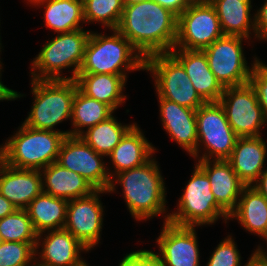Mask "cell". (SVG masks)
Wrapping results in <instances>:
<instances>
[{"label": "cell", "mask_w": 267, "mask_h": 266, "mask_svg": "<svg viewBox=\"0 0 267 266\" xmlns=\"http://www.w3.org/2000/svg\"><path fill=\"white\" fill-rule=\"evenodd\" d=\"M178 17L154 0L124 5L117 30L146 59L169 53L177 40Z\"/></svg>", "instance_id": "obj_1"}, {"label": "cell", "mask_w": 267, "mask_h": 266, "mask_svg": "<svg viewBox=\"0 0 267 266\" xmlns=\"http://www.w3.org/2000/svg\"><path fill=\"white\" fill-rule=\"evenodd\" d=\"M70 131L39 130L24 123L19 131L1 146V160L21 169L41 170L57 162L61 144Z\"/></svg>", "instance_id": "obj_2"}, {"label": "cell", "mask_w": 267, "mask_h": 266, "mask_svg": "<svg viewBox=\"0 0 267 266\" xmlns=\"http://www.w3.org/2000/svg\"><path fill=\"white\" fill-rule=\"evenodd\" d=\"M112 31L111 36L91 32L78 74L126 76L125 70H145L144 57L117 29Z\"/></svg>", "instance_id": "obj_3"}, {"label": "cell", "mask_w": 267, "mask_h": 266, "mask_svg": "<svg viewBox=\"0 0 267 266\" xmlns=\"http://www.w3.org/2000/svg\"><path fill=\"white\" fill-rule=\"evenodd\" d=\"M154 158L141 166L116 174L125 202L135 219L144 220L165 211V183Z\"/></svg>", "instance_id": "obj_4"}, {"label": "cell", "mask_w": 267, "mask_h": 266, "mask_svg": "<svg viewBox=\"0 0 267 266\" xmlns=\"http://www.w3.org/2000/svg\"><path fill=\"white\" fill-rule=\"evenodd\" d=\"M90 35V30L85 31L83 29L58 33L55 38L44 45L38 56L33 60L32 79L75 80ZM71 66L74 67L71 77L67 78L60 75L62 69Z\"/></svg>", "instance_id": "obj_5"}, {"label": "cell", "mask_w": 267, "mask_h": 266, "mask_svg": "<svg viewBox=\"0 0 267 266\" xmlns=\"http://www.w3.org/2000/svg\"><path fill=\"white\" fill-rule=\"evenodd\" d=\"M31 84L35 101L23 123L34 129L56 131L55 125L72 117L77 82L32 79Z\"/></svg>", "instance_id": "obj_6"}, {"label": "cell", "mask_w": 267, "mask_h": 266, "mask_svg": "<svg viewBox=\"0 0 267 266\" xmlns=\"http://www.w3.org/2000/svg\"><path fill=\"white\" fill-rule=\"evenodd\" d=\"M176 212L166 216L165 222L178 226L197 227L214 223L218 218L229 220V214L216 202L208 176L196 165Z\"/></svg>", "instance_id": "obj_7"}, {"label": "cell", "mask_w": 267, "mask_h": 266, "mask_svg": "<svg viewBox=\"0 0 267 266\" xmlns=\"http://www.w3.org/2000/svg\"><path fill=\"white\" fill-rule=\"evenodd\" d=\"M145 70L152 73L158 98L197 110L206 102L195 90L183 66L170 54H154L145 59Z\"/></svg>", "instance_id": "obj_8"}, {"label": "cell", "mask_w": 267, "mask_h": 266, "mask_svg": "<svg viewBox=\"0 0 267 266\" xmlns=\"http://www.w3.org/2000/svg\"><path fill=\"white\" fill-rule=\"evenodd\" d=\"M197 152L192 156L198 157L200 143L207 150L200 160H227L234 149L238 135L232 130L224 109L219 102H206L196 110ZM200 142V143H199ZM214 155V156H213Z\"/></svg>", "instance_id": "obj_9"}, {"label": "cell", "mask_w": 267, "mask_h": 266, "mask_svg": "<svg viewBox=\"0 0 267 266\" xmlns=\"http://www.w3.org/2000/svg\"><path fill=\"white\" fill-rule=\"evenodd\" d=\"M218 102L222 105L226 118L238 137L261 136L259 130L265 122L267 123V118L250 83L225 87Z\"/></svg>", "instance_id": "obj_10"}, {"label": "cell", "mask_w": 267, "mask_h": 266, "mask_svg": "<svg viewBox=\"0 0 267 266\" xmlns=\"http://www.w3.org/2000/svg\"><path fill=\"white\" fill-rule=\"evenodd\" d=\"M102 156L104 155L95 152L80 136L69 135L61 144L57 163L81 175L96 190L113 192V175L101 161Z\"/></svg>", "instance_id": "obj_11"}, {"label": "cell", "mask_w": 267, "mask_h": 266, "mask_svg": "<svg viewBox=\"0 0 267 266\" xmlns=\"http://www.w3.org/2000/svg\"><path fill=\"white\" fill-rule=\"evenodd\" d=\"M242 40L240 36L223 35L202 50L211 72L224 88L249 83L252 68L247 66Z\"/></svg>", "instance_id": "obj_12"}, {"label": "cell", "mask_w": 267, "mask_h": 266, "mask_svg": "<svg viewBox=\"0 0 267 266\" xmlns=\"http://www.w3.org/2000/svg\"><path fill=\"white\" fill-rule=\"evenodd\" d=\"M223 35L212 4L188 6L178 16L174 48L202 51Z\"/></svg>", "instance_id": "obj_13"}, {"label": "cell", "mask_w": 267, "mask_h": 266, "mask_svg": "<svg viewBox=\"0 0 267 266\" xmlns=\"http://www.w3.org/2000/svg\"><path fill=\"white\" fill-rule=\"evenodd\" d=\"M107 190H95L91 194L72 199L67 205L66 223L68 230L88 250L100 241V232L103 223V208L99 194Z\"/></svg>", "instance_id": "obj_14"}, {"label": "cell", "mask_w": 267, "mask_h": 266, "mask_svg": "<svg viewBox=\"0 0 267 266\" xmlns=\"http://www.w3.org/2000/svg\"><path fill=\"white\" fill-rule=\"evenodd\" d=\"M163 225L157 238L161 254L154 253L161 266H199L195 227L178 226L170 222H164Z\"/></svg>", "instance_id": "obj_15"}, {"label": "cell", "mask_w": 267, "mask_h": 266, "mask_svg": "<svg viewBox=\"0 0 267 266\" xmlns=\"http://www.w3.org/2000/svg\"><path fill=\"white\" fill-rule=\"evenodd\" d=\"M40 170L21 169L0 160V194L17 209H26L42 192Z\"/></svg>", "instance_id": "obj_16"}, {"label": "cell", "mask_w": 267, "mask_h": 266, "mask_svg": "<svg viewBox=\"0 0 267 266\" xmlns=\"http://www.w3.org/2000/svg\"><path fill=\"white\" fill-rule=\"evenodd\" d=\"M169 53L183 66L195 90L205 102L220 100L224 87L211 72L203 51L173 48Z\"/></svg>", "instance_id": "obj_17"}, {"label": "cell", "mask_w": 267, "mask_h": 266, "mask_svg": "<svg viewBox=\"0 0 267 266\" xmlns=\"http://www.w3.org/2000/svg\"><path fill=\"white\" fill-rule=\"evenodd\" d=\"M196 165L208 176L210 189L216 202L230 214L236 208L237 201L246 185L227 160L214 159L213 164L211 160H199Z\"/></svg>", "instance_id": "obj_18"}, {"label": "cell", "mask_w": 267, "mask_h": 266, "mask_svg": "<svg viewBox=\"0 0 267 266\" xmlns=\"http://www.w3.org/2000/svg\"><path fill=\"white\" fill-rule=\"evenodd\" d=\"M160 116L163 127L190 155L197 152L196 110L180 106L164 98H159Z\"/></svg>", "instance_id": "obj_19"}, {"label": "cell", "mask_w": 267, "mask_h": 266, "mask_svg": "<svg viewBox=\"0 0 267 266\" xmlns=\"http://www.w3.org/2000/svg\"><path fill=\"white\" fill-rule=\"evenodd\" d=\"M266 142L259 137H239L227 161L246 186H252L264 172Z\"/></svg>", "instance_id": "obj_20"}, {"label": "cell", "mask_w": 267, "mask_h": 266, "mask_svg": "<svg viewBox=\"0 0 267 266\" xmlns=\"http://www.w3.org/2000/svg\"><path fill=\"white\" fill-rule=\"evenodd\" d=\"M40 172L44 178L42 180L45 181H42V191L57 198L70 201L87 196L96 190L81 175L62 167L57 162L49 164Z\"/></svg>", "instance_id": "obj_21"}, {"label": "cell", "mask_w": 267, "mask_h": 266, "mask_svg": "<svg viewBox=\"0 0 267 266\" xmlns=\"http://www.w3.org/2000/svg\"><path fill=\"white\" fill-rule=\"evenodd\" d=\"M67 200L57 198L41 192L36 196L25 209L31 219L37 235L36 251L39 249L40 238L46 230L63 229L66 223ZM50 230V231H49Z\"/></svg>", "instance_id": "obj_22"}, {"label": "cell", "mask_w": 267, "mask_h": 266, "mask_svg": "<svg viewBox=\"0 0 267 266\" xmlns=\"http://www.w3.org/2000/svg\"><path fill=\"white\" fill-rule=\"evenodd\" d=\"M43 240L41 262L36 266H72L80 262V251L88 249L68 230H51ZM44 244V245H43Z\"/></svg>", "instance_id": "obj_23"}, {"label": "cell", "mask_w": 267, "mask_h": 266, "mask_svg": "<svg viewBox=\"0 0 267 266\" xmlns=\"http://www.w3.org/2000/svg\"><path fill=\"white\" fill-rule=\"evenodd\" d=\"M155 150L135 124L108 155L116 169L113 175L143 165Z\"/></svg>", "instance_id": "obj_24"}, {"label": "cell", "mask_w": 267, "mask_h": 266, "mask_svg": "<svg viewBox=\"0 0 267 266\" xmlns=\"http://www.w3.org/2000/svg\"><path fill=\"white\" fill-rule=\"evenodd\" d=\"M125 75L78 74L75 81L78 89L87 97L107 104L113 111L126 99L122 94L126 84Z\"/></svg>", "instance_id": "obj_25"}, {"label": "cell", "mask_w": 267, "mask_h": 266, "mask_svg": "<svg viewBox=\"0 0 267 266\" xmlns=\"http://www.w3.org/2000/svg\"><path fill=\"white\" fill-rule=\"evenodd\" d=\"M229 219L236 218L247 230L263 236L267 231V199L253 186H245Z\"/></svg>", "instance_id": "obj_26"}, {"label": "cell", "mask_w": 267, "mask_h": 266, "mask_svg": "<svg viewBox=\"0 0 267 266\" xmlns=\"http://www.w3.org/2000/svg\"><path fill=\"white\" fill-rule=\"evenodd\" d=\"M211 4L224 35L249 39L251 28L255 33V19L252 22L250 17L251 0H213Z\"/></svg>", "instance_id": "obj_27"}, {"label": "cell", "mask_w": 267, "mask_h": 266, "mask_svg": "<svg viewBox=\"0 0 267 266\" xmlns=\"http://www.w3.org/2000/svg\"><path fill=\"white\" fill-rule=\"evenodd\" d=\"M33 5L45 4V23L57 33L83 29L79 23L84 20L83 0H31Z\"/></svg>", "instance_id": "obj_28"}, {"label": "cell", "mask_w": 267, "mask_h": 266, "mask_svg": "<svg viewBox=\"0 0 267 266\" xmlns=\"http://www.w3.org/2000/svg\"><path fill=\"white\" fill-rule=\"evenodd\" d=\"M114 111L102 102L83 94L78 88L75 92L72 108V123L74 130H70V136H80L84 130L106 120Z\"/></svg>", "instance_id": "obj_29"}, {"label": "cell", "mask_w": 267, "mask_h": 266, "mask_svg": "<svg viewBox=\"0 0 267 266\" xmlns=\"http://www.w3.org/2000/svg\"><path fill=\"white\" fill-rule=\"evenodd\" d=\"M119 123L113 115L106 120L84 131L80 137L95 150V152L108 156L119 144L124 135L134 126Z\"/></svg>", "instance_id": "obj_30"}, {"label": "cell", "mask_w": 267, "mask_h": 266, "mask_svg": "<svg viewBox=\"0 0 267 266\" xmlns=\"http://www.w3.org/2000/svg\"><path fill=\"white\" fill-rule=\"evenodd\" d=\"M37 235L25 209H17L0 219L2 241L27 242L36 247Z\"/></svg>", "instance_id": "obj_31"}, {"label": "cell", "mask_w": 267, "mask_h": 266, "mask_svg": "<svg viewBox=\"0 0 267 266\" xmlns=\"http://www.w3.org/2000/svg\"><path fill=\"white\" fill-rule=\"evenodd\" d=\"M85 22H101L117 29L123 14L124 0H83Z\"/></svg>", "instance_id": "obj_32"}, {"label": "cell", "mask_w": 267, "mask_h": 266, "mask_svg": "<svg viewBox=\"0 0 267 266\" xmlns=\"http://www.w3.org/2000/svg\"><path fill=\"white\" fill-rule=\"evenodd\" d=\"M36 254L32 243L3 241L0 245V266H29V261L31 263ZM33 264L31 266H35Z\"/></svg>", "instance_id": "obj_33"}, {"label": "cell", "mask_w": 267, "mask_h": 266, "mask_svg": "<svg viewBox=\"0 0 267 266\" xmlns=\"http://www.w3.org/2000/svg\"><path fill=\"white\" fill-rule=\"evenodd\" d=\"M240 253L232 237L221 241L212 253L207 266H241Z\"/></svg>", "instance_id": "obj_34"}, {"label": "cell", "mask_w": 267, "mask_h": 266, "mask_svg": "<svg viewBox=\"0 0 267 266\" xmlns=\"http://www.w3.org/2000/svg\"><path fill=\"white\" fill-rule=\"evenodd\" d=\"M249 83L254 88L258 103L267 118V65L260 62L257 57L252 64Z\"/></svg>", "instance_id": "obj_35"}, {"label": "cell", "mask_w": 267, "mask_h": 266, "mask_svg": "<svg viewBox=\"0 0 267 266\" xmlns=\"http://www.w3.org/2000/svg\"><path fill=\"white\" fill-rule=\"evenodd\" d=\"M119 266H161V264L157 261L154 252L140 250L127 254Z\"/></svg>", "instance_id": "obj_36"}, {"label": "cell", "mask_w": 267, "mask_h": 266, "mask_svg": "<svg viewBox=\"0 0 267 266\" xmlns=\"http://www.w3.org/2000/svg\"><path fill=\"white\" fill-rule=\"evenodd\" d=\"M255 19V36L259 39H267V0L258 10Z\"/></svg>", "instance_id": "obj_37"}, {"label": "cell", "mask_w": 267, "mask_h": 266, "mask_svg": "<svg viewBox=\"0 0 267 266\" xmlns=\"http://www.w3.org/2000/svg\"><path fill=\"white\" fill-rule=\"evenodd\" d=\"M177 17L188 7L186 0H154Z\"/></svg>", "instance_id": "obj_38"}, {"label": "cell", "mask_w": 267, "mask_h": 266, "mask_svg": "<svg viewBox=\"0 0 267 266\" xmlns=\"http://www.w3.org/2000/svg\"><path fill=\"white\" fill-rule=\"evenodd\" d=\"M1 65L2 64H0V71H1ZM21 96L23 95L19 94L18 92L12 89L7 88L5 85L2 84V81L0 80V100H15L16 98L18 97L20 98Z\"/></svg>", "instance_id": "obj_39"}, {"label": "cell", "mask_w": 267, "mask_h": 266, "mask_svg": "<svg viewBox=\"0 0 267 266\" xmlns=\"http://www.w3.org/2000/svg\"><path fill=\"white\" fill-rule=\"evenodd\" d=\"M15 210H17V208L0 194V219L13 213Z\"/></svg>", "instance_id": "obj_40"}, {"label": "cell", "mask_w": 267, "mask_h": 266, "mask_svg": "<svg viewBox=\"0 0 267 266\" xmlns=\"http://www.w3.org/2000/svg\"><path fill=\"white\" fill-rule=\"evenodd\" d=\"M255 183L252 186L267 199V170H264Z\"/></svg>", "instance_id": "obj_41"}, {"label": "cell", "mask_w": 267, "mask_h": 266, "mask_svg": "<svg viewBox=\"0 0 267 266\" xmlns=\"http://www.w3.org/2000/svg\"><path fill=\"white\" fill-rule=\"evenodd\" d=\"M244 266H267V260L262 259L253 253Z\"/></svg>", "instance_id": "obj_42"}, {"label": "cell", "mask_w": 267, "mask_h": 266, "mask_svg": "<svg viewBox=\"0 0 267 266\" xmlns=\"http://www.w3.org/2000/svg\"><path fill=\"white\" fill-rule=\"evenodd\" d=\"M213 0H186L188 6L211 4Z\"/></svg>", "instance_id": "obj_43"}, {"label": "cell", "mask_w": 267, "mask_h": 266, "mask_svg": "<svg viewBox=\"0 0 267 266\" xmlns=\"http://www.w3.org/2000/svg\"><path fill=\"white\" fill-rule=\"evenodd\" d=\"M262 238H264L267 241V231L266 233L262 236ZM265 250H262V248H260V246L258 247V249L254 252V254L262 259H266L267 260V252H263Z\"/></svg>", "instance_id": "obj_44"}, {"label": "cell", "mask_w": 267, "mask_h": 266, "mask_svg": "<svg viewBox=\"0 0 267 266\" xmlns=\"http://www.w3.org/2000/svg\"><path fill=\"white\" fill-rule=\"evenodd\" d=\"M141 1H146V0H124V5H132Z\"/></svg>", "instance_id": "obj_45"}, {"label": "cell", "mask_w": 267, "mask_h": 266, "mask_svg": "<svg viewBox=\"0 0 267 266\" xmlns=\"http://www.w3.org/2000/svg\"><path fill=\"white\" fill-rule=\"evenodd\" d=\"M72 266H89V265H87V263L85 262V260L84 261L81 260L80 262H78L77 264L72 265Z\"/></svg>", "instance_id": "obj_46"}]
</instances>
